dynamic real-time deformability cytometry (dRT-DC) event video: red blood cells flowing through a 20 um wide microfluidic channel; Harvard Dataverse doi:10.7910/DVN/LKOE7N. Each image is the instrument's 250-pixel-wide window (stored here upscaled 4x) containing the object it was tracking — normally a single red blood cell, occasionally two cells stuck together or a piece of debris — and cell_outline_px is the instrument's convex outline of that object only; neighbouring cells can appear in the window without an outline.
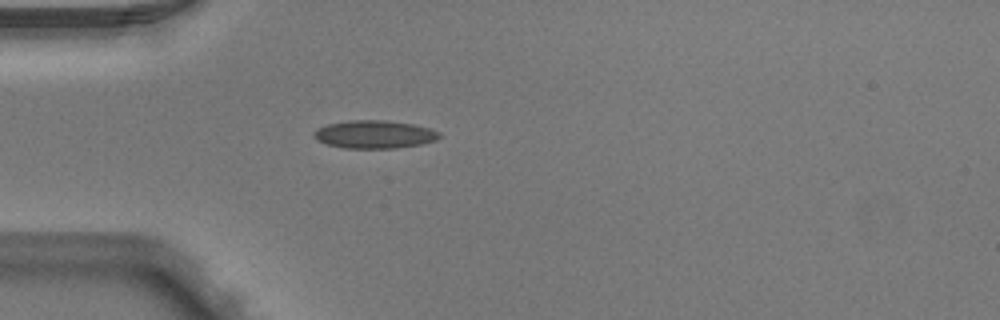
{"species": "Egyptian fruit bat (a non-hibernating species)", "species_latin": "Rousettus aegyptiacus", "temperature_condition": "warm", "stored_images_in_passage": 1, "camera_frame_rate_fps": 3000, "um_per_image_px": 0.085, "animal": {"sex": "male"}, "frame": {"image": 1, "passage_image": 1, "time_ms": 0.0, "image_size_px": [1000, 320], "cell_outline_px": [[440, 136], [436, 140], [420, 144], [396, 148], [344, 148], [328, 144], [316, 140], [316, 128], [328, 124], [348, 120], [380, 120], [412, 124], [428, 128], [440, 132]], "centroid_in_image_um": [31.83, 11.42], "position_along_channel_um": 53.2, "area_um2": 20.17}}